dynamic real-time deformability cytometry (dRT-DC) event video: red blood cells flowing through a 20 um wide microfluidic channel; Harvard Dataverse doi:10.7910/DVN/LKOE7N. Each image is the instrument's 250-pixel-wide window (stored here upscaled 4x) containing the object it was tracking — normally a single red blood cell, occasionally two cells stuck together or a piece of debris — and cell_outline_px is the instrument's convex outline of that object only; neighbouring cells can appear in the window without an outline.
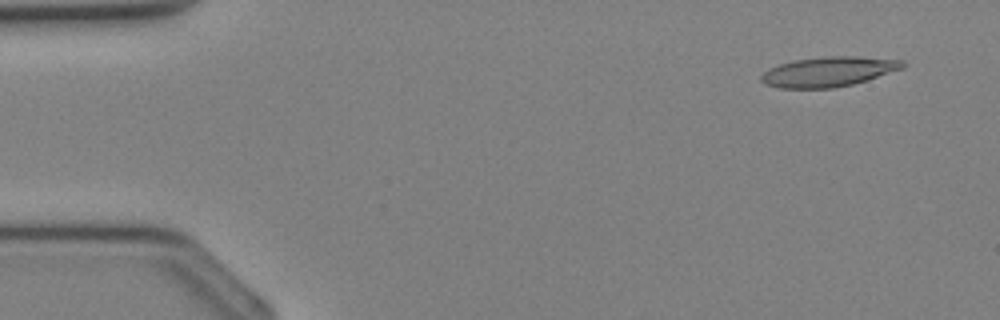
{"species": "Egyptian fruit bat (a non-hibernating species)", "species_latin": "Rousettus aegyptiacus", "temperature_condition": "cold", "stored_images_in_passage": 34, "camera_frame_rate_fps": 3000, "um_per_image_px": 0.085, "animal": {"sex": "female"}, "frame": {"image": 1, "passage_image": 2, "time_ms": 0.333, "image_size_px": [1000, 320], "cell_outline_px": [[908, 64], [904, 68], [852, 84], [832, 88], [780, 88], [764, 84], [760, 80], [760, 76], [768, 68], [792, 60], [824, 56], [856, 56], [904, 60]], "centroid_in_image_um": [70.41, 6.08], "position_along_channel_um": 14.6, "area_um2": 24.74}}
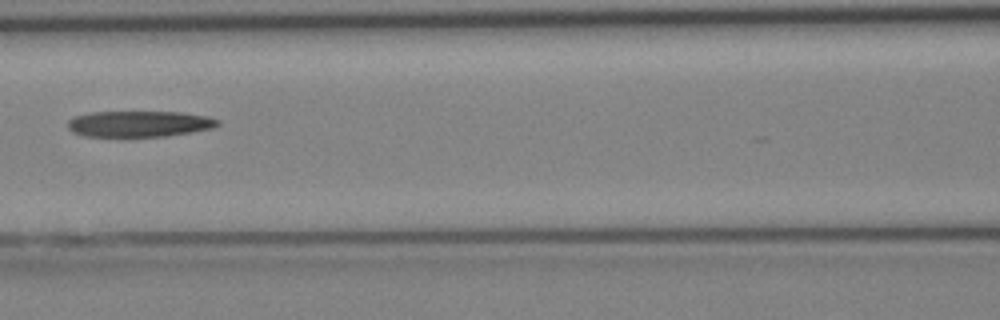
{"frame": {"image": 2, "passage_image": 15, "time_ms": 4.667, "image_size_px": [1000, 320], "cell_outline_px": [[220, 124], [212, 128], [164, 136], [124, 140], [84, 136], [72, 132], [68, 128], [68, 120], [76, 116], [92, 112], [180, 112], [208, 116], [220, 120]], "centroid_in_image_um": [11.77, 10.57], "position_along_channel_um": 154.8, "area_um2": 23.7}}
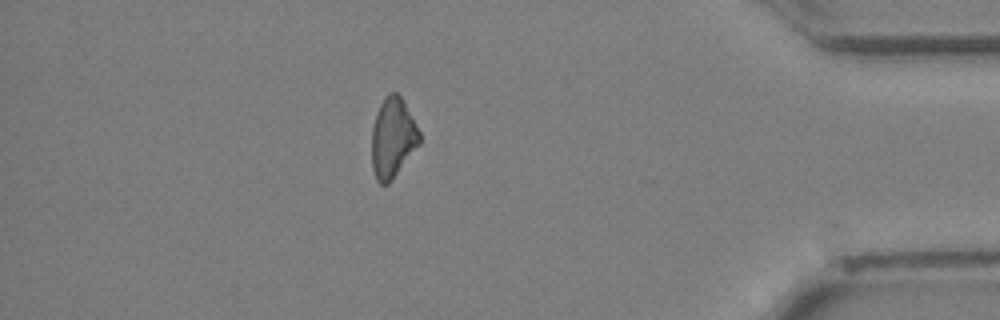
{"frame": {"image": 3, "passage_image": 30, "time_ms": 9.667, "image_size_px": [1000, 320], "cell_outline_px": [[420, 144], [392, 180], [388, 184], [380, 184], [376, 180], [372, 168], [372, 128], [376, 112], [384, 96], [388, 92], [396, 92], [400, 96], [420, 132]], "centroid_in_image_um": [33.37, 11.73], "position_along_channel_um": 401.8, "area_um2": 22.25}}